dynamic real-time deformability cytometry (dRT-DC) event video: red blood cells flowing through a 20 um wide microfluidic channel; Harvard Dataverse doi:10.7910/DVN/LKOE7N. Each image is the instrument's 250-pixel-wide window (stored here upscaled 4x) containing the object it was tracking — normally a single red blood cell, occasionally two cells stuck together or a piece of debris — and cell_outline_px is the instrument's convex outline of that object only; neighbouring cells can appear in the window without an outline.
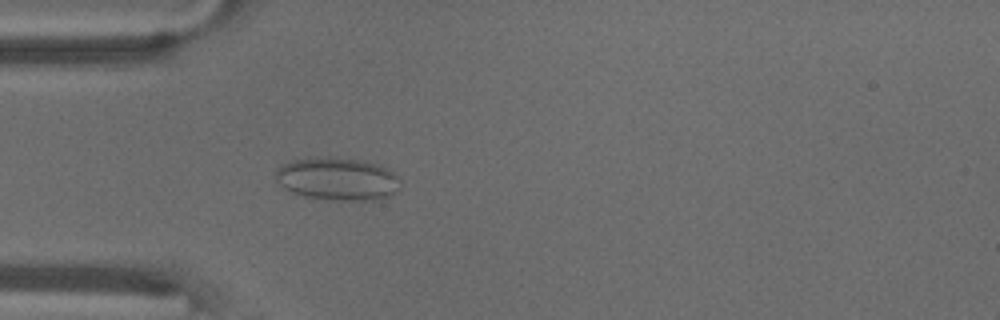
{"species": "common noctule bat (a hibernating species)", "species_latin": "Nyctalus noctula", "temperature_condition": "warm", "stored_images_in_passage": 54, "camera_frame_rate_fps": 3000, "um_per_image_px": 0.085, "animal": {"sex": "male", "body_mass_g": 18.8}, "frame": {"image": 1, "passage_image": 15, "time_ms": 4.667, "image_size_px": [1000, 320], "cell_outline_px": [[400, 188], [396, 192], [388, 196], [376, 200], [340, 200], [304, 196], [292, 192], [284, 188], [276, 180], [276, 168], [292, 160], [316, 156], [332, 156], [380, 164], [396, 172]], "centroid_in_image_um": [28.7, 15.19], "position_along_channel_um": 56.3, "area_um2": 31.33}}
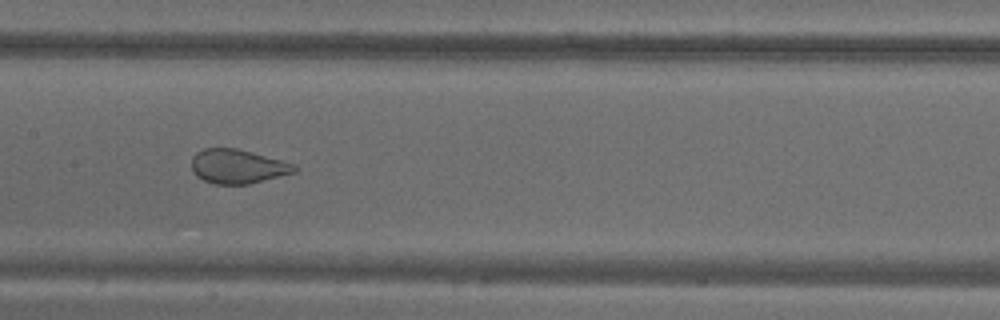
{"frame": {"image": 2, "passage_image": 26, "time_ms": 8.333, "image_size_px": [1000, 320], "cell_outline_px": [[300, 168], [296, 172], [248, 184], [212, 184], [196, 176], [192, 172], [192, 156], [196, 152], [204, 148], [236, 148], [252, 152], [296, 164]], "centroid_in_image_um": [20.2, 14.14], "position_along_channel_um": 187.2, "area_um2": 20.63}}
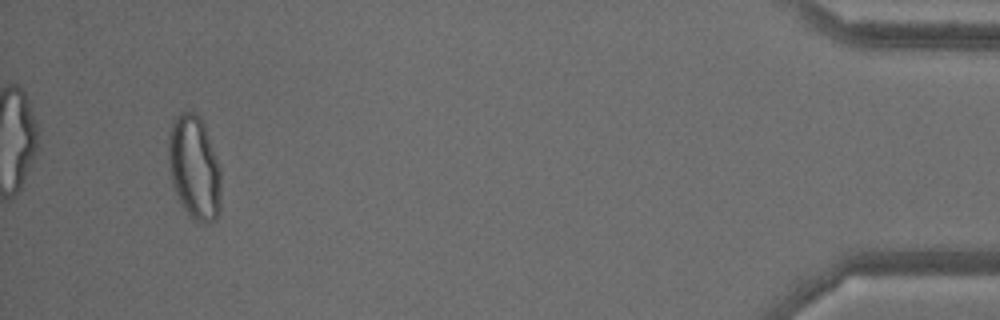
{"frame": {"image": 3, "passage_image": 51, "time_ms": 16.667, "image_size_px": [1000, 320], "cell_outline_px": [[220, 212], [216, 220], [208, 224], [200, 224], [188, 216], [172, 188], [168, 160], [168, 140], [172, 124], [176, 116], [180, 112], [196, 112], [200, 116], [204, 124], [216, 156], [220, 168]], "centroid_in_image_um": [16.51, 14.3], "position_along_channel_um": 418.7, "area_um2": 32.37}}